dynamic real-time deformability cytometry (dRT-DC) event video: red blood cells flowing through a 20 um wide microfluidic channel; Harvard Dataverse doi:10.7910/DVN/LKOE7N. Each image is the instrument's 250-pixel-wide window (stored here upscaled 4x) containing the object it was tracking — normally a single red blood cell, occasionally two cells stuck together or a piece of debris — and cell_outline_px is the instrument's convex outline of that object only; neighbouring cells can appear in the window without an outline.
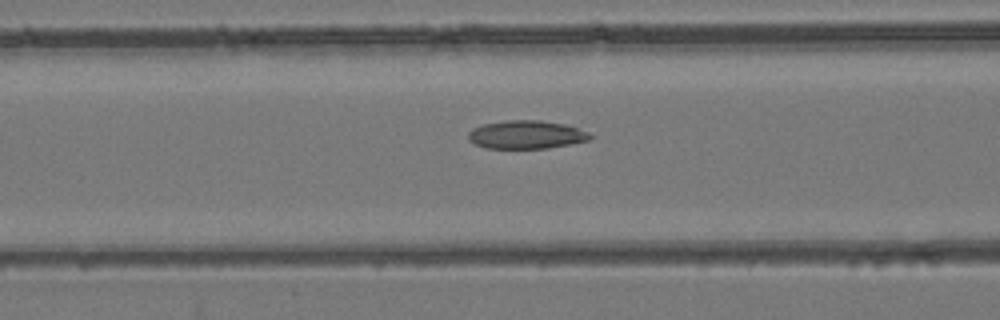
{"species": "common noctule bat (a hibernating species)", "species_latin": "Nyctalus noctula", "temperature_condition": "room temperature", "stored_images_in_passage": 53, "camera_frame_rate_fps": 3000, "um_per_image_px": 0.085, "animal": {"sex": "female", "body_mass_g": 24.6, "forearm_length_mm": 56.2}, "frame": {"image": 1, "passage_image": 22, "time_ms": 7.0, "image_size_px": [1000, 320], "cell_outline_px": [[592, 136], [588, 140], [548, 148], [484, 148], [468, 140], [468, 132], [472, 128], [484, 124], [504, 120], [540, 120], [564, 124], [588, 132]], "centroid_in_image_um": [44.68, 11.44], "position_along_channel_um": 121.9, "area_um2": 19.94}}
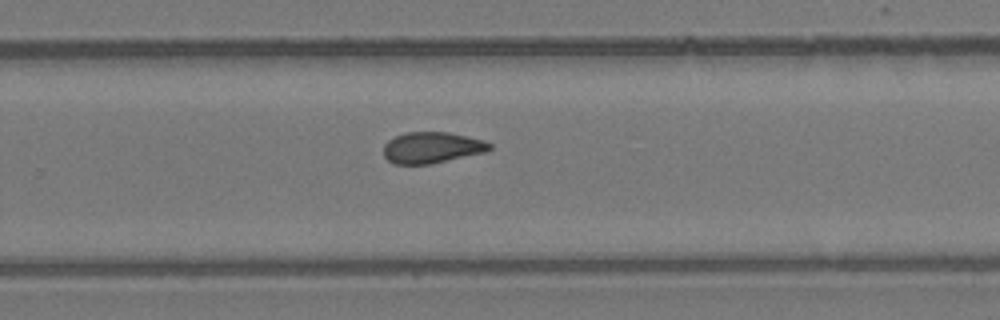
{"frame": {"image": 2, "passage_image": 35, "time_ms": 11.333, "image_size_px": [1000, 320], "cell_outline_px": [[492, 148], [484, 152], [428, 164], [392, 164], [384, 156], [384, 144], [388, 140], [404, 132], [448, 132], [484, 140], [492, 144]], "centroid_in_image_um": [36.68, 12.54], "position_along_channel_um": 293.1, "area_um2": 19.13}}
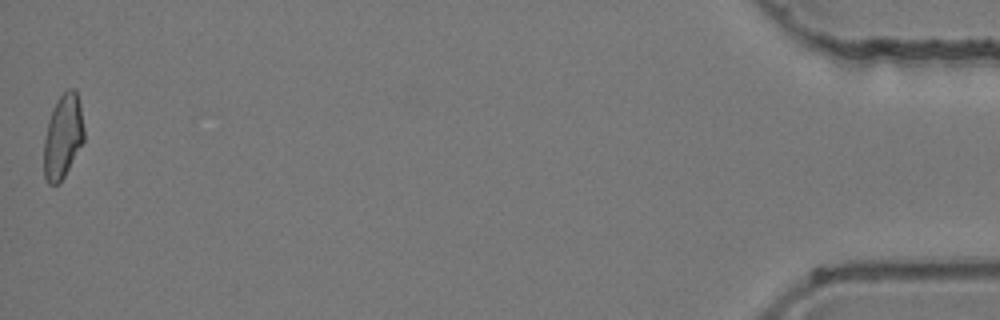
{"frame": {"image": 3, "passage_image": 53, "time_ms": 17.333, "image_size_px": [1000, 320], "cell_outline_px": [[84, 140], [60, 184], [48, 184], [44, 176], [44, 140], [48, 120], [52, 108], [56, 100], [68, 88], [76, 88], [80, 104], [84, 128]], "centroid_in_image_um": [5.34, 11.58], "position_along_channel_um": 429.9, "area_um2": 19.83}, "authors_computed_cell_mechanics": {"area_um2": 20.1144, "velocity_mm_per_s": 3.9613, "shape_relaxation_time_tau1_ms": null, "shape_relaxation_time_tau2_ms": 2.6466, "deformation_change_tau1": null, "deformation_change_tau2": 0.0793}}